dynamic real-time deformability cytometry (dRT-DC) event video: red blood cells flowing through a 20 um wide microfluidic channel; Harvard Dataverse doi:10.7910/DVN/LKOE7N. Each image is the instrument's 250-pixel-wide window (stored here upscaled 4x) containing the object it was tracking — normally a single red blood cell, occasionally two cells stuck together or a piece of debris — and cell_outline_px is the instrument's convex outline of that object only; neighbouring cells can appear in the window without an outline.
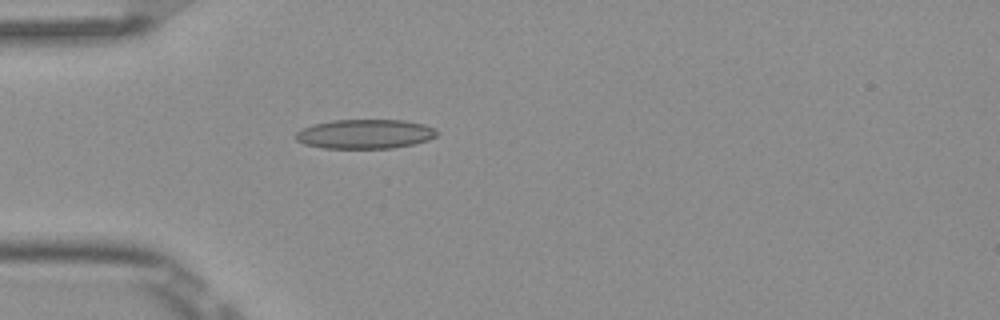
{"species": "Egyptian fruit bat (a non-hibernating species)", "species_latin": "Rousettus aegyptiacus", "temperature_condition": "room temperature", "stored_images_in_passage": 5, "camera_frame_rate_fps": 3000, "um_per_image_px": 0.085, "frame": {"image": 1, "passage_image": 5, "time_ms": 1.333, "image_size_px": [1000, 320], "cell_outline_px": [[440, 132], [436, 136], [428, 140], [412, 144], [392, 148], [324, 148], [304, 144], [296, 140], [296, 132], [312, 124], [332, 120], [404, 120], [424, 124], [436, 128]], "centroid_in_image_um": [31.05, 11.38], "position_along_channel_um": 53.9, "area_um2": 24.22}}